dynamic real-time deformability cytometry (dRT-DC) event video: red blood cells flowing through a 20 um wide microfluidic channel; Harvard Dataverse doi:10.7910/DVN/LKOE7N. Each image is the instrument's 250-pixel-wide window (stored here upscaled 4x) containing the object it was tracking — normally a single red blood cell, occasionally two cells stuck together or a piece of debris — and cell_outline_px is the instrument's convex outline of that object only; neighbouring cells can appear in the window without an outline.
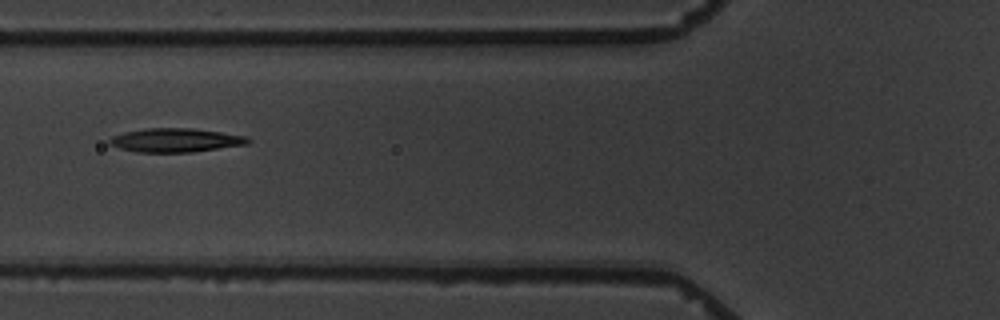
{"species": "common noctule bat (a hibernating species)", "species_latin": "Nyctalus noctula", "temperature_condition": "warm", "stored_images_in_passage": 9, "camera_frame_rate_fps": 3000, "um_per_image_px": 0.085, "animal": {"sex": "male", "body_mass_g": 19.5, "forearm_length_mm": 54.6}, "frame": {"image": 1, "passage_image": 2, "time_ms": 1.0, "image_size_px": [1000, 320], "cell_outline_px": [[252, 140], [248, 144], [192, 152], [136, 152], [120, 148], [108, 144], [108, 140], [112, 136], [124, 132], [144, 128], [192, 128], [248, 136]], "centroid_in_image_um": [14.92, 11.91], "position_along_channel_um": 110.9, "area_um2": 19.31}}
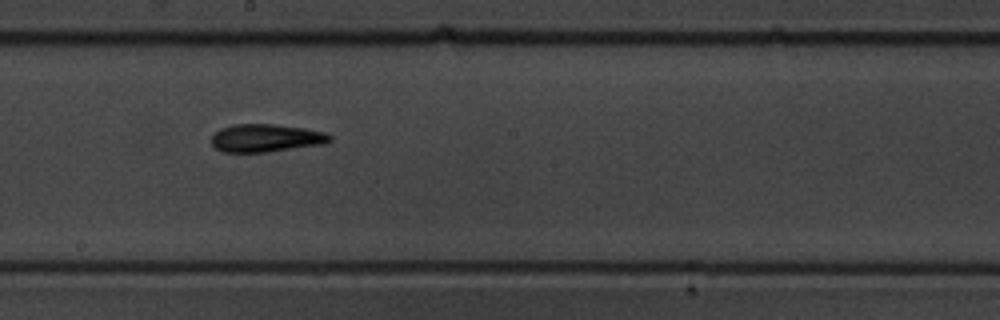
{"frame": {"image": 2, "passage_image": 5, "time_ms": 4.333, "image_size_px": [1000, 320], "cell_outline_px": [[332, 140], [324, 144], [264, 152], [220, 152], [212, 144], [212, 136], [220, 128], [236, 124], [272, 124], [304, 128], [324, 132], [332, 136]], "centroid_in_image_um": [22.6, 11.73], "position_along_channel_um": 225.6, "area_um2": 19.13}}
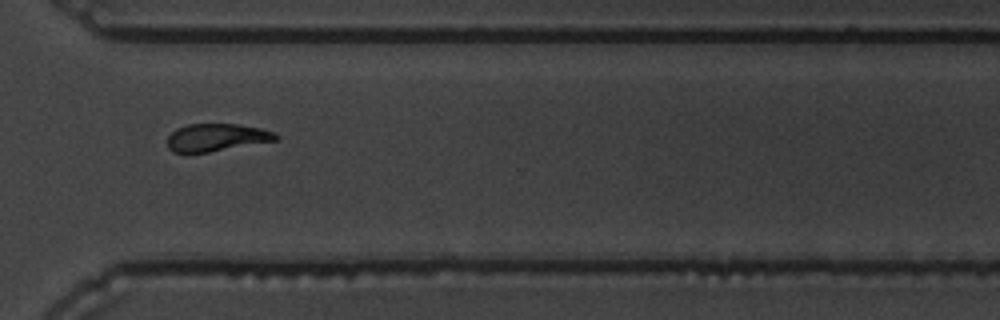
{"frame": {"image": 3, "passage_image": 8, "time_ms": 8.0, "image_size_px": [1000, 320], "cell_outline_px": [[280, 136], [276, 140], [208, 152], [172, 152], [168, 148], [168, 136], [176, 128], [188, 124], [236, 124], [260, 128], [276, 132]], "centroid_in_image_um": [18.4, 11.67], "position_along_channel_um": 352.2, "area_um2": 17.28}}